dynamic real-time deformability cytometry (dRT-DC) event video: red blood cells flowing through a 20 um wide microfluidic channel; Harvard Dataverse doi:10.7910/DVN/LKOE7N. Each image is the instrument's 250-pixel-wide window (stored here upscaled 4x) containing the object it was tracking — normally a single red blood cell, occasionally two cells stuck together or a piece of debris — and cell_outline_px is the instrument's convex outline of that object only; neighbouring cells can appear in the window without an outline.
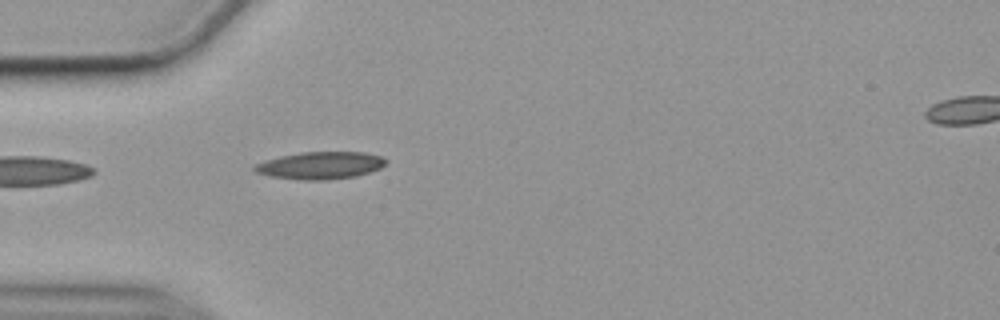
{"species": "common noctule bat (a hibernating species)", "species_latin": "Nyctalus noctula", "temperature_condition": "cold", "stored_images_in_passage": 41, "camera_frame_rate_fps": 3000, "um_per_image_px": 0.085, "animal": {"sex": "female", "body_mass_g": 19.9}, "frame": {"image": 1, "passage_image": 1, "time_ms": 0.0, "image_size_px": [1000, 320], "cell_outline_px": [[388, 160], [380, 168], [356, 176], [324, 180], [304, 180], [268, 176], [256, 172], [252, 168], [252, 164], [264, 160], [280, 156], [300, 152], [364, 152], [384, 156]], "centroid_in_image_um": [27.2, 14.05], "position_along_channel_um": 57.8, "area_um2": 21.1}}
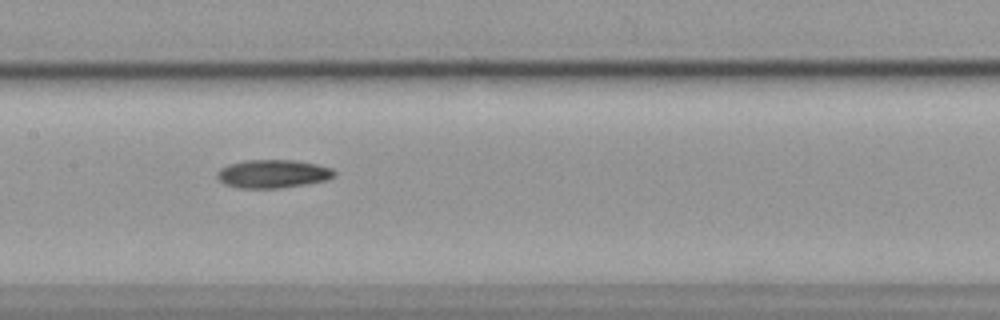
{"frame": {"image": 2, "passage_image": 12, "time_ms": 3.667, "image_size_px": [1000, 320], "cell_outline_px": [[336, 176], [328, 180], [280, 188], [236, 188], [224, 184], [216, 176], [216, 172], [220, 168], [228, 164], [244, 160], [296, 160], [316, 164], [332, 168], [336, 172]], "centroid_in_image_um": [23.18, 14.77], "position_along_channel_um": 184.2, "area_um2": 19.54}, "authors_computed_cell_mechanics": {"area_um2": 18.9006, "velocity_mm_per_s": 3.5588, "shape_relaxation_time_tau1_ms": 4.9143, "shape_relaxation_time_tau2_ms": null, "deformation_change_tau1": 0.1396, "deformation_change_tau2": null}}